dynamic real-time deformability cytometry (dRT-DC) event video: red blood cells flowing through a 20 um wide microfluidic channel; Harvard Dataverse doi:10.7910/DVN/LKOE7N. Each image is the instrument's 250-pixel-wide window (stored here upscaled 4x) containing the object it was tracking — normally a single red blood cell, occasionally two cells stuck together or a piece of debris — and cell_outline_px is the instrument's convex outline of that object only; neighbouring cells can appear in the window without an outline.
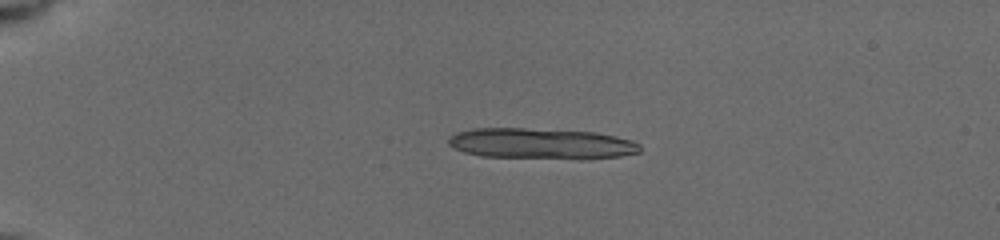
{"species": "common noctule bat (a hibernating species)", "species_latin": "Nyctalus noctula", "temperature_condition": "cold", "stored_images_in_passage": 12, "camera_frame_rate_fps": 3000, "um_per_image_px": 0.085, "animal": {"sex": "female", "body_mass_g": 19.5, "forearm_length_mm": 54.1}, "frame": {"image": 1, "passage_image": 2, "time_ms": 0.333, "image_size_px": [1000, 240], "cell_outline_px": [[640, 152], [620, 156], [480, 156], [464, 152], [448, 144], [448, 136], [456, 132], [472, 128], [524, 128], [596, 132], [616, 136], [632, 140], [640, 144]], "centroid_in_image_um": [45.91, 12.15], "position_along_channel_um": 39.1, "area_um2": 32.95}}